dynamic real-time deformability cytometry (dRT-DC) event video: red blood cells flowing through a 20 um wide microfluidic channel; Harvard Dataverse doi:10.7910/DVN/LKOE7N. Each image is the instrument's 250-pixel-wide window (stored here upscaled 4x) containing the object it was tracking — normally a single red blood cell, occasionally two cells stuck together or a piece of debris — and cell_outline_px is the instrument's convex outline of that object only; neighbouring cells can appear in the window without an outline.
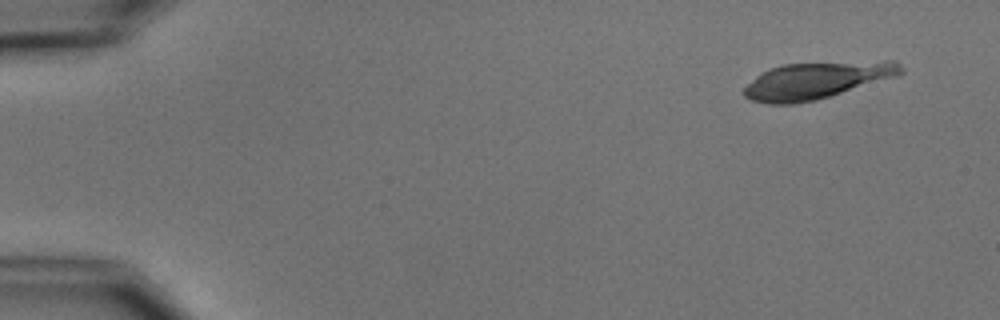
{"species": "common noctule bat (a hibernating species)", "species_latin": "Nyctalus noctula", "temperature_condition": "cold", "stored_images_in_passage": 5, "camera_frame_rate_fps": 3000, "um_per_image_px": 0.085, "animal": {"sex": "male", "body_mass_g": 15.6}, "frame": {"image": 1, "passage_image": 1, "time_ms": 0.0, "image_size_px": [1000, 320], "cell_outline_px": [[904, 72], [900, 76], [816, 100], [792, 104], [768, 104], [752, 100], [744, 96], [744, 88], [760, 72], [768, 68], [784, 64], [888, 60], [896, 60], [904, 68]], "centroid_in_image_um": [69.48, 6.82], "position_along_channel_um": 15.5, "area_um2": 34.04}}
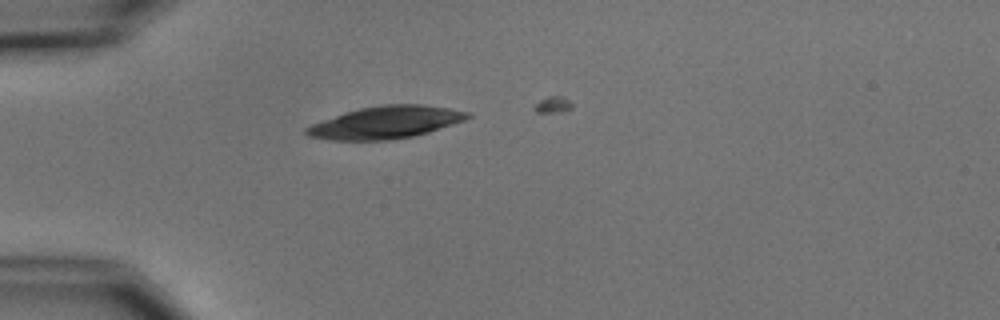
{"frame": {"image": 2, "passage_image": 4, "time_ms": 3.667, "image_size_px": [1000, 320], "cell_outline_px": [[472, 116], [464, 120], [428, 132], [412, 136], [392, 140], [332, 140], [308, 136], [304, 132], [304, 128], [312, 124], [344, 112], [360, 108], [380, 104], [420, 104], [448, 108], [468, 112]], "centroid_in_image_um": [32.75, 10.4], "position_along_channel_um": 52.2, "area_um2": 30.23}}